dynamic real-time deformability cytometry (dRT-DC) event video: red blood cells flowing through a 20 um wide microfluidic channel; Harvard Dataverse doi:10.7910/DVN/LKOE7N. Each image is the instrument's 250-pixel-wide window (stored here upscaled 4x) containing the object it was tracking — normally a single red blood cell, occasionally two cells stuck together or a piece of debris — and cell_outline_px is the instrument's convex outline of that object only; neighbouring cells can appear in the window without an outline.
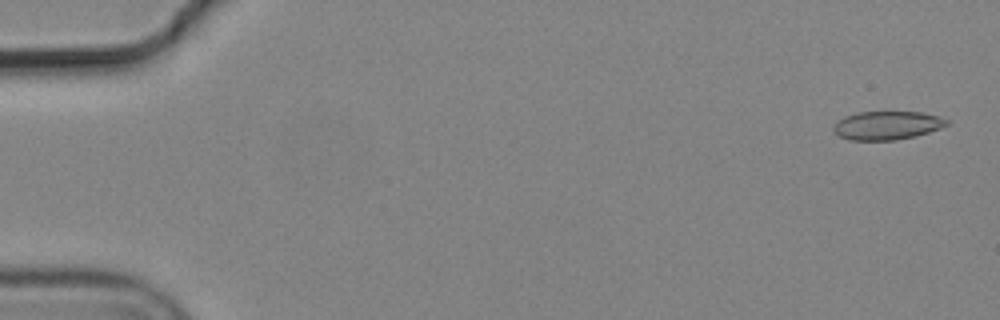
{"species": "common noctule bat (a hibernating species)", "species_latin": "Nyctalus noctula", "temperature_condition": "cold", "stored_images_in_passage": 5, "camera_frame_rate_fps": 3000, "um_per_image_px": 0.085, "animal": {"sex": "male", "body_mass_g": 19.2, "forearm_length_mm": 51.8}, "frame": {"image": 1, "passage_image": 1, "time_ms": 0.0, "image_size_px": [1000, 320], "cell_outline_px": [[948, 124], [940, 128], [916, 136], [896, 140], [848, 140], [832, 132], [832, 128], [836, 120], [844, 116], [856, 112], [920, 112], [940, 116], [948, 120]], "centroid_in_image_um": [75.35, 10.66], "position_along_channel_um": 9.7, "area_um2": 19.02}}
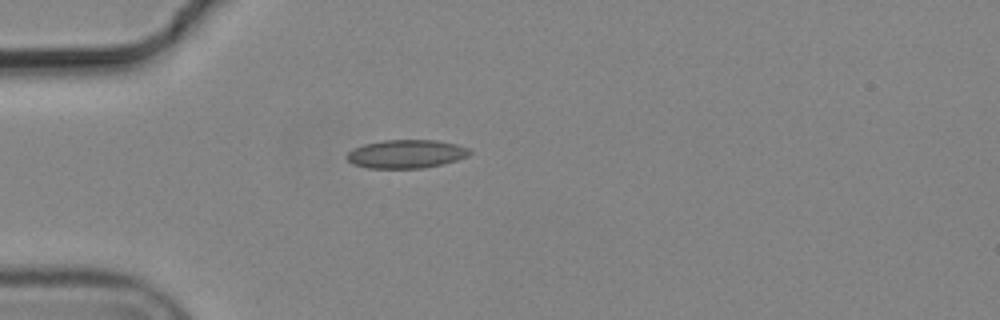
{"frame": {"image": 2, "passage_image": 5, "time_ms": 1.333, "image_size_px": [1000, 320], "cell_outline_px": [[472, 152], [468, 156], [444, 164], [424, 168], [368, 168], [352, 164], [344, 156], [352, 148], [364, 144], [384, 140], [436, 140], [456, 144], [468, 148]], "centroid_in_image_um": [34.5, 13.09], "position_along_channel_um": 50.5, "area_um2": 20.52}}